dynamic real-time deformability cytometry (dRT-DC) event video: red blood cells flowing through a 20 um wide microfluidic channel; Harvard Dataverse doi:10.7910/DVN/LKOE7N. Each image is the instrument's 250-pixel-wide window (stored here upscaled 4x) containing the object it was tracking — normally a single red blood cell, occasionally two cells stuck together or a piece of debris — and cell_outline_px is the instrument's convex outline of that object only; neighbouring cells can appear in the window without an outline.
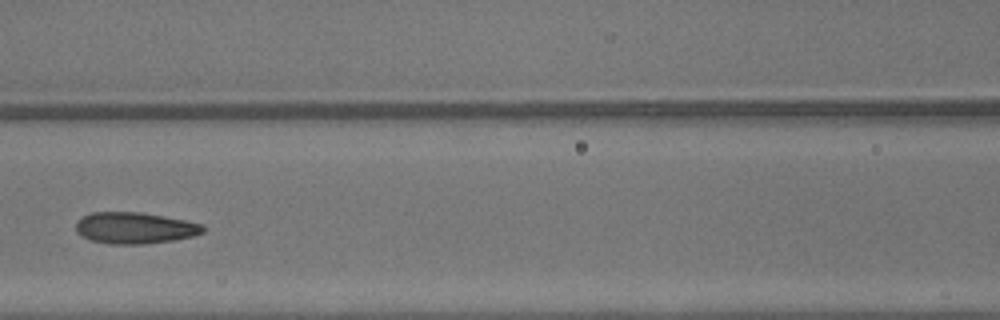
{"species": "common noctule bat (a hibernating species)", "species_latin": "Nyctalus noctula", "temperature_condition": "warm", "stored_images_in_passage": 6, "camera_frame_rate_fps": 3000, "um_per_image_px": 0.085, "animal": {"sex": "male", "body_mass_g": 13.3}, "frame": {"image": 1, "passage_image": 6, "time_ms": 1.667, "image_size_px": [1000, 320], "cell_outline_px": [[204, 232], [192, 236], [172, 240], [144, 244], [108, 244], [92, 240], [80, 236], [76, 232], [76, 224], [84, 216], [92, 212], [140, 212], [164, 216], [204, 224]], "centroid_in_image_um": [11.45, 19.38], "position_along_channel_um": 155.1, "area_um2": 23.18}}